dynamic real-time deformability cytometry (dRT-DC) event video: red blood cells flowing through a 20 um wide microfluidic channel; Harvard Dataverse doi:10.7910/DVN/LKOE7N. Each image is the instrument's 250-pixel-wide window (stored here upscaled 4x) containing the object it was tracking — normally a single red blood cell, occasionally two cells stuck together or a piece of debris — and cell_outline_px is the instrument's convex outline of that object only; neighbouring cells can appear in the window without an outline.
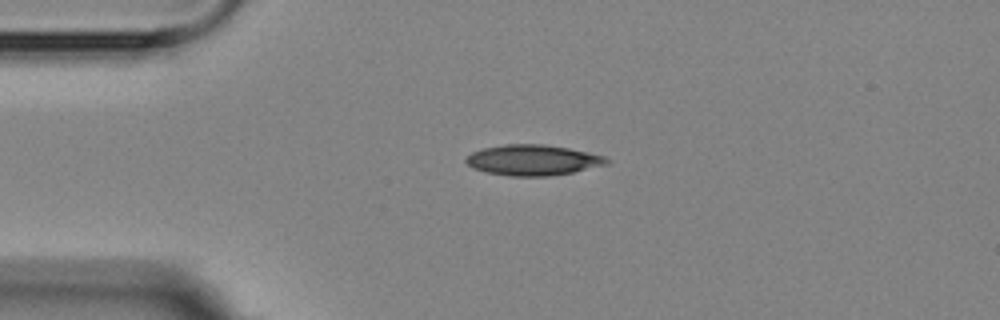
{"species": "Egyptian fruit bat (a non-hibernating species)", "species_latin": "Rousettus aegyptiacus", "temperature_condition": "room temperature", "stored_images_in_passage": 3, "camera_frame_rate_fps": 3000, "um_per_image_px": 0.085, "animal": {"sex": "female"}, "frame": {"image": 1, "passage_image": 2, "time_ms": 2.0, "image_size_px": [1000, 320], "cell_outline_px": [[612, 160], [608, 164], [572, 172], [548, 176], [508, 176], [484, 172], [472, 168], [464, 160], [472, 152], [484, 148], [504, 144], [544, 144], [568, 148], [588, 152], [604, 156]], "centroid_in_image_um": [45.29, 13.61], "position_along_channel_um": 39.7, "area_um2": 25.14}}